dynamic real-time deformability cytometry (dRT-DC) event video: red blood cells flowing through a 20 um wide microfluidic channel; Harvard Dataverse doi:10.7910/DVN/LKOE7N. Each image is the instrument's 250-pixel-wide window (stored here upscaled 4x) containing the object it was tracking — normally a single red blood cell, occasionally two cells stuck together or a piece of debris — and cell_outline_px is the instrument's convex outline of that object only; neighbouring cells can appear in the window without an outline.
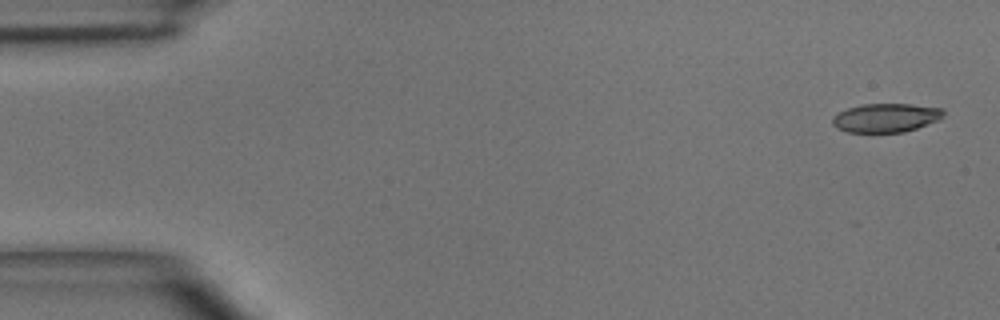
{"species": "common noctule bat (a hibernating species)", "species_latin": "Nyctalus noctula", "temperature_condition": "room temperature", "stored_images_in_passage": 5, "camera_frame_rate_fps": 3000, "um_per_image_px": 0.085, "animal": {"sex": "male", "body_mass_g": 15.6}, "frame": {"image": 1, "passage_image": 1, "time_ms": 0.0, "image_size_px": [1000, 320], "cell_outline_px": [[944, 116], [940, 120], [904, 132], [848, 132], [836, 128], [832, 124], [832, 116], [848, 108], [860, 104], [912, 104], [944, 108]], "centroid_in_image_um": [75.32, 10.01], "position_along_channel_um": 9.7, "area_um2": 18.79}}
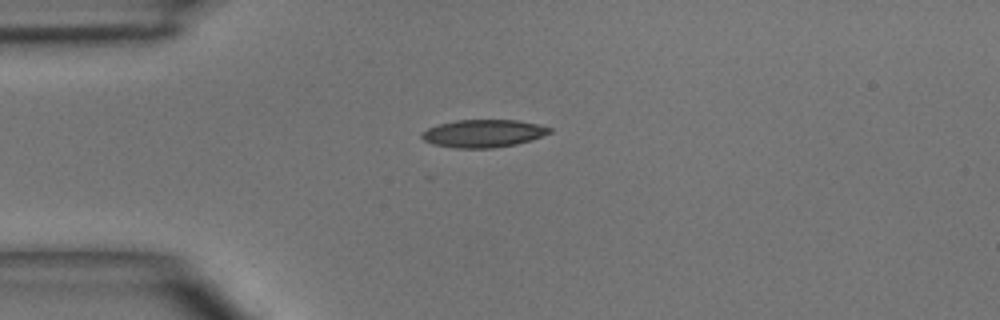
{"frame": {"image": 2, "passage_image": 4, "time_ms": 3.333, "image_size_px": [1000, 320], "cell_outline_px": [[552, 132], [532, 140], [516, 144], [492, 148], [456, 148], [432, 144], [424, 140], [420, 136], [420, 132], [428, 128], [440, 124], [456, 120], [516, 120], [536, 124], [552, 128]], "centroid_in_image_um": [41.07, 11.34], "position_along_channel_um": 43.9, "area_um2": 20.63}}